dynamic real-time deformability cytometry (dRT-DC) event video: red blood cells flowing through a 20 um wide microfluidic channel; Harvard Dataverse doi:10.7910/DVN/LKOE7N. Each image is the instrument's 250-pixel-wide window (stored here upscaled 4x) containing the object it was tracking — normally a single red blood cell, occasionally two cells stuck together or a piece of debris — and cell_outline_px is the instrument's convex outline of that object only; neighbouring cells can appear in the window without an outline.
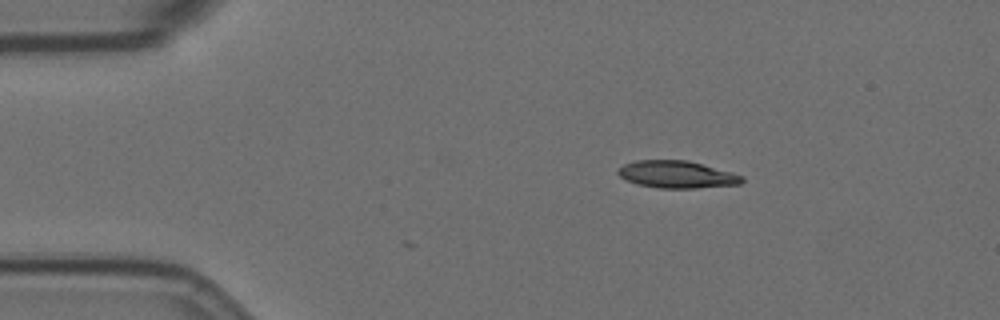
{"species": "Egyptian fruit bat (a non-hibernating species)", "species_latin": "Rousettus aegyptiacus", "temperature_condition": "room temperature", "stored_images_in_passage": 40, "camera_frame_rate_fps": 3000, "um_per_image_px": 0.085, "animal": {"sex": "female"}, "frame": {"image": 1, "passage_image": 1, "time_ms": 0.0, "image_size_px": [1000, 320], "cell_outline_px": [[744, 180], [740, 184], [696, 188], [656, 188], [640, 184], [628, 180], [620, 176], [616, 172], [624, 164], [636, 160], [688, 160], [732, 172], [744, 176]], "centroid_in_image_um": [57.56, 14.82], "position_along_channel_um": 27.4, "area_um2": 19.59}}
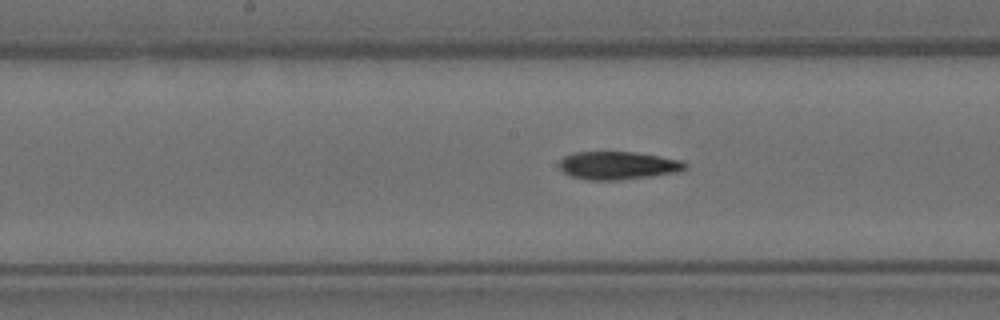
{"frame": {"image": 2, "passage_image": 20, "time_ms": 6.333, "image_size_px": [1000, 320], "cell_outline_px": [[688, 168], [680, 172], [652, 176], [620, 180], [588, 180], [572, 176], [564, 172], [560, 168], [560, 160], [564, 156], [572, 152], [632, 152], [660, 156], [680, 160], [688, 164]], "centroid_in_image_um": [52.56, 14.07], "position_along_channel_um": 195.6, "area_um2": 20.63}}
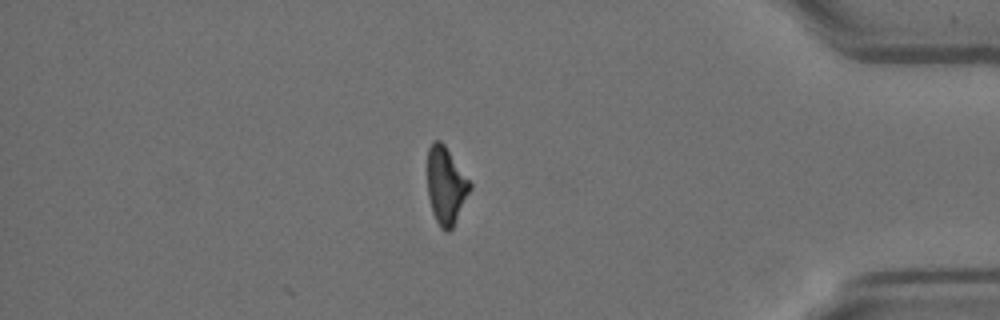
{"frame": {"image": 3, "passage_image": 40, "time_ms": 13.0, "image_size_px": [1000, 320], "cell_outline_px": [[472, 188], [452, 228], [448, 232], [444, 232], [440, 228], [432, 212], [428, 196], [428, 148], [432, 140], [440, 140], [444, 144], [472, 184]], "centroid_in_image_um": [37.9, 15.78], "position_along_channel_um": 397.3, "area_um2": 19.13}, "authors_computed_cell_mechanics": {"area_um2": 20.5768, "velocity_mm_per_s": 3.5641, "shape_relaxation_time_tau1_ms": null, "shape_relaxation_time_tau2_ms": 10.1307, "deformation_change_tau1": null, "deformation_change_tau2": 0.2213}}